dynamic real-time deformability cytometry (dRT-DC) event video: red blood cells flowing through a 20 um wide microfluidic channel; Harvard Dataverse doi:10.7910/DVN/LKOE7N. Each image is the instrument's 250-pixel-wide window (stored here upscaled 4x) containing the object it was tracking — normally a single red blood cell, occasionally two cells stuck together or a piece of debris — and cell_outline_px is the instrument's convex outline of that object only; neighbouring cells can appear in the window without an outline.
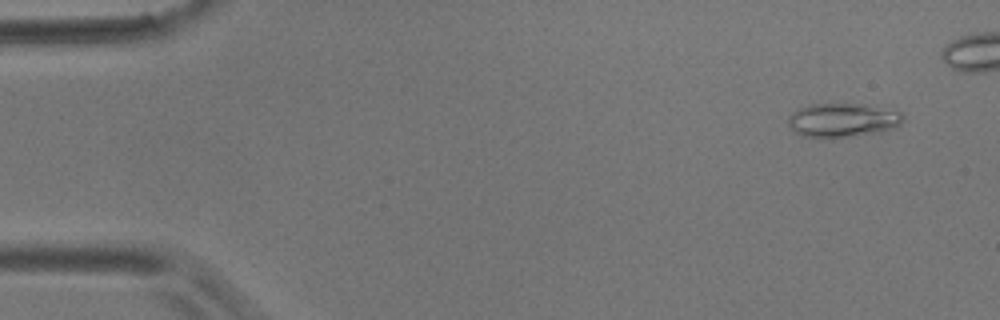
{"species": "common noctule bat (a hibernating species)", "species_latin": "Nyctalus noctula", "temperature_condition": "room temperature", "stored_images_in_passage": 5, "camera_frame_rate_fps": 3000, "um_per_image_px": 0.085, "animal": {"sex": "male", "body_mass_g": 17.9}, "frame": {"image": 1, "passage_image": 2, "time_ms": 1.0, "image_size_px": [1000, 320], "cell_outline_px": [[904, 116], [900, 124], [892, 128], [880, 132], [828, 140], [804, 136], [792, 132], [788, 124], [788, 116], [792, 112], [808, 104], [860, 104], [900, 112]], "centroid_in_image_um": [71.54, 10.25], "position_along_channel_um": 13.5, "area_um2": 23.0}}